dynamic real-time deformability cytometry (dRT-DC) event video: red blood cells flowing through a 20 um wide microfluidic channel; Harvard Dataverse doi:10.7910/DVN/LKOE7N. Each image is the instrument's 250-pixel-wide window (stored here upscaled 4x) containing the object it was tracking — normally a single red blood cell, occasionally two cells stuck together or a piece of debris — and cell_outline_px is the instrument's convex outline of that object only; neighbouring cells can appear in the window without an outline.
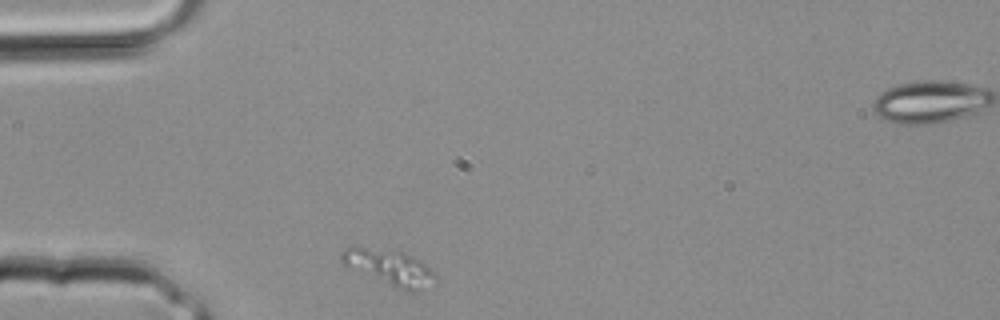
{"species": "common noctule bat (a hibernating species)", "species_latin": "Nyctalus noctula", "temperature_condition": "room temperature", "stored_images_in_passage": 2, "segment_of_instrument_passage": [1, 2], "camera_frame_rate_fps": 3000, "um_per_image_px": 0.085, "animal": {"sex": "male", "body_mass_g": 20.4}, "frame": {"image": 1, "passage_image": 1, "time_ms": 0.0, "image_size_px": [1000, 320], "cell_outline_px": [[436, 284], [416, 292], [408, 292], [396, 288], [344, 264], [340, 260], [340, 252], [344, 248], [356, 244], [400, 252], [412, 256], [420, 260], [436, 272]], "centroid_in_image_um": [33.14, 22.72], "position_along_channel_um": 51.9, "area_um2": 19.83}}